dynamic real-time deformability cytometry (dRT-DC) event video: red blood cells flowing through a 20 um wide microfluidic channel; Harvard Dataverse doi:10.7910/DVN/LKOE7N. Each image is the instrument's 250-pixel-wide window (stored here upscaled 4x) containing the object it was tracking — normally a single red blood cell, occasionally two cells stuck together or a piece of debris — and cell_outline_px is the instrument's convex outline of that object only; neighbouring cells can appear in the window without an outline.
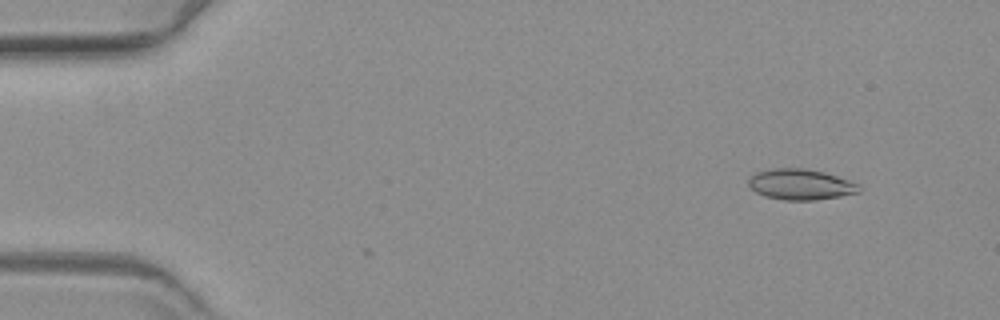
{"species": "common noctule bat (a hibernating species)", "species_latin": "Nyctalus noctula", "temperature_condition": "warm", "stored_images_in_passage": 5, "camera_frame_rate_fps": 3000, "um_per_image_px": 0.085, "animal": {"sex": "female", "body_mass_g": 19.3, "forearm_length_mm": 54.1}, "frame": {"image": 1, "passage_image": 2, "time_ms": 0.333, "image_size_px": [1000, 320], "cell_outline_px": [[860, 192], [840, 196], [812, 200], [784, 200], [764, 196], [756, 192], [748, 184], [748, 180], [756, 172], [772, 168], [804, 168], [824, 172], [860, 184]], "centroid_in_image_um": [68.05, 15.67], "position_along_channel_um": 17.0, "area_um2": 19.71}}